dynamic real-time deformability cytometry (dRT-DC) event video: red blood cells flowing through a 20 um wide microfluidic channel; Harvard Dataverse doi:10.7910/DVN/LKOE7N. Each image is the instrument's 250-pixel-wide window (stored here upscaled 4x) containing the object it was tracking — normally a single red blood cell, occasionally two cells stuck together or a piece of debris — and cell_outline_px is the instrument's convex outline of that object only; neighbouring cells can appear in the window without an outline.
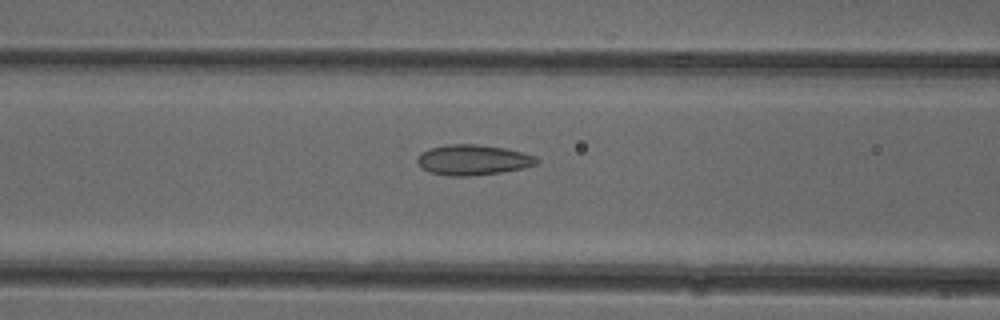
{"species": "common noctule bat (a hibernating species)", "species_latin": "Nyctalus noctula", "temperature_condition": "cold", "stored_images_in_passage": 37, "camera_frame_rate_fps": 3000, "um_per_image_px": 0.085, "animal": {"sex": "female"}, "frame": {"image": 1, "passage_image": 6, "time_ms": 1.667, "image_size_px": [1000, 320], "cell_outline_px": [[540, 160], [536, 164], [524, 168], [500, 172], [468, 176], [448, 176], [428, 172], [420, 168], [416, 160], [416, 156], [420, 152], [428, 148], [448, 144], [476, 144], [504, 148], [536, 156]], "centroid_in_image_um": [40.13, 13.59], "position_along_channel_um": 126.5, "area_um2": 21.33}}
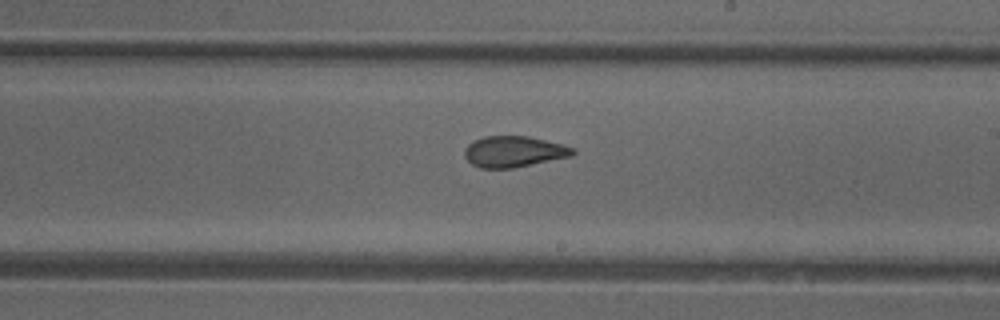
{"frame": {"image": 2, "passage_image": 15, "time_ms": 4.667, "image_size_px": [1000, 320], "cell_outline_px": [[576, 152], [572, 156], [512, 168], [480, 168], [472, 164], [464, 156], [464, 148], [468, 144], [484, 136], [528, 136], [564, 144], [572, 148]], "centroid_in_image_um": [43.67, 12.88], "position_along_channel_um": 245.3, "area_um2": 19.54}}
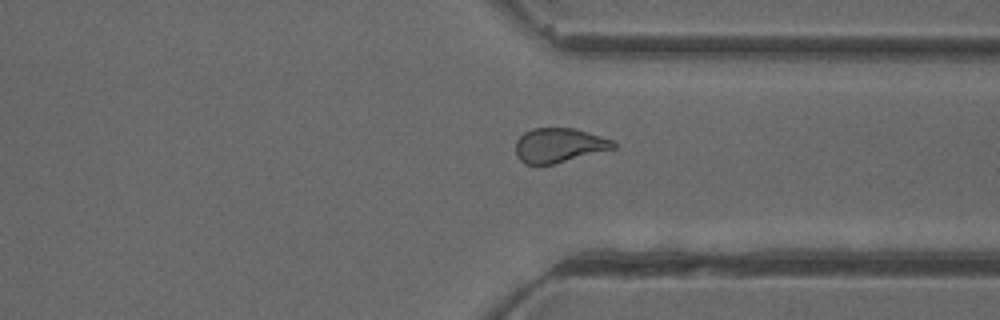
{"frame": {"image": 3, "passage_image": 24, "time_ms": 7.667, "image_size_px": [1000, 320], "cell_outline_px": [[616, 148], [552, 164], [524, 164], [516, 156], [516, 140], [524, 132], [532, 128], [576, 128], [612, 140], [616, 144]], "centroid_in_image_um": [47.49, 12.34], "position_along_channel_um": 363.9, "area_um2": 19.54}, "authors_computed_cell_mechanics": {"area_um2": 20.0566, "velocity_mm_per_s": 3.9711, "shape_relaxation_time_tau1_ms": null, "shape_relaxation_time_tau2_ms": 1.9155, "deformation_change_tau1": null, "deformation_change_tau2": 0.0878}}